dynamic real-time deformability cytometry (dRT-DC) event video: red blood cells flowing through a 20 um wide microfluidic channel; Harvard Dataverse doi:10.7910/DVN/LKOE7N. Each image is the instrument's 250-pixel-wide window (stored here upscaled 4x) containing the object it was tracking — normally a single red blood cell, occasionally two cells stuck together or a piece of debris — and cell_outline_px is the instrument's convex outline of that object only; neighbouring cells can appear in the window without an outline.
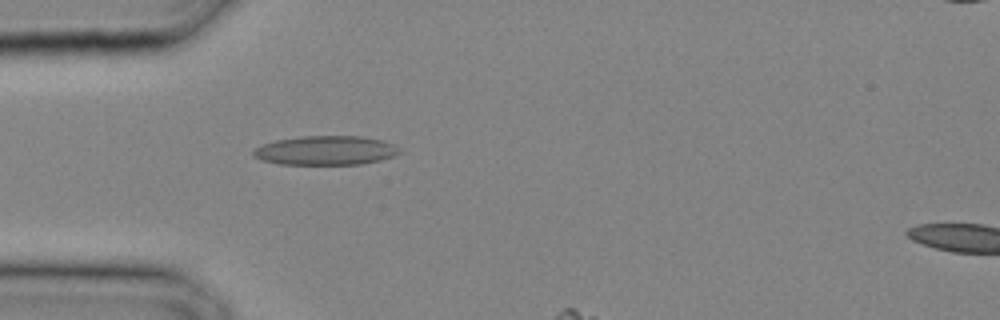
{"species": "common noctule bat (a hibernating species)", "species_latin": "Nyctalus noctula", "temperature_condition": "cold", "stored_images_in_passage": 6, "camera_frame_rate_fps": 3000, "um_per_image_px": 0.085, "animal": {"sex": "male", "body_mass_g": 20.4}, "frame": {"image": 1, "passage_image": 3, "time_ms": 0.667, "image_size_px": [1000, 320], "cell_outline_px": [[400, 152], [392, 156], [380, 160], [360, 164], [280, 164], [260, 160], [252, 156], [252, 152], [256, 148], [264, 144], [276, 140], [300, 136], [360, 136], [384, 140], [400, 148]], "centroid_in_image_um": [27.67, 12.78], "position_along_channel_um": 57.3, "area_um2": 24.8}}